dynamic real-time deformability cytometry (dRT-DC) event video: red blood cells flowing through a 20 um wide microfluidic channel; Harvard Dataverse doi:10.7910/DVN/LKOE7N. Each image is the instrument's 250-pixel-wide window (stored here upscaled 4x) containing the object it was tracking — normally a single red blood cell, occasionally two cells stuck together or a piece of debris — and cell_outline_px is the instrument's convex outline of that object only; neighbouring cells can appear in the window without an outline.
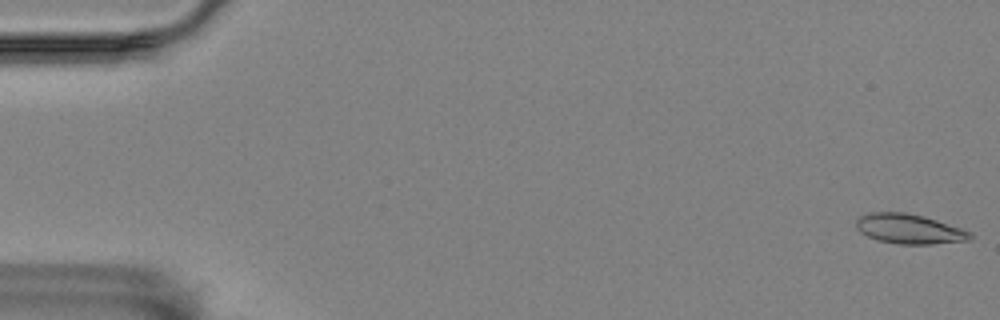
{"species": "Egyptian fruit bat (a non-hibernating species)", "species_latin": "Rousettus aegyptiacus", "temperature_condition": "room temperature", "stored_images_in_passage": 7, "camera_frame_rate_fps": 3000, "um_per_image_px": 0.085, "animal": {"sex": "female"}, "frame": {"image": 1, "passage_image": 1, "time_ms": 0.0, "image_size_px": [1000, 320], "cell_outline_px": [[972, 240], [932, 244], [896, 244], [876, 240], [860, 232], [856, 228], [856, 220], [860, 216], [868, 212], [904, 212], [924, 216], [972, 232]], "centroid_in_image_um": [77.27, 19.46], "position_along_channel_um": 7.7, "area_um2": 19.88}}
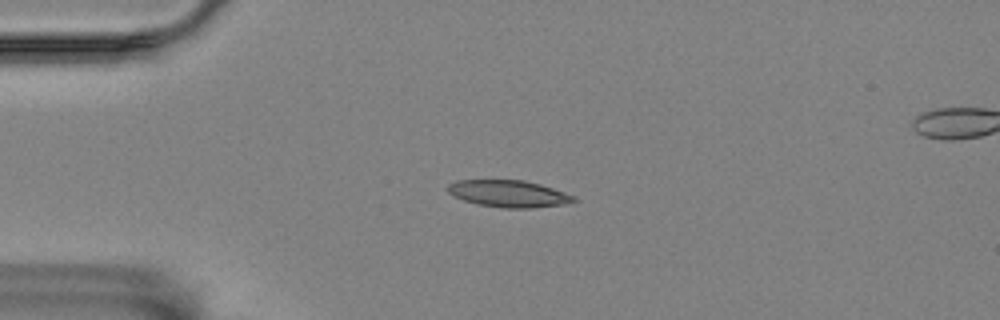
{"frame": {"image": 2, "passage_image": 5, "time_ms": 4.333, "image_size_px": [1000, 320], "cell_outline_px": [[576, 200], [564, 204], [532, 208], [504, 208], [480, 204], [464, 200], [452, 196], [448, 192], [448, 184], [456, 180], [524, 180], [540, 184], [576, 196]], "centroid_in_image_um": [43.23, 16.46], "position_along_channel_um": 41.8, "area_um2": 19.65}}
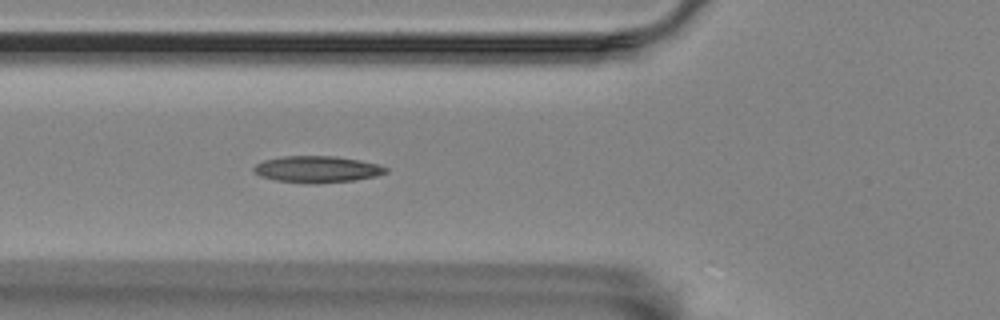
{"frame": {"image": 3, "passage_image": 7, "time_ms": 6.667, "image_size_px": [1000, 320], "cell_outline_px": [[388, 172], [376, 176], [352, 180], [316, 184], [308, 184], [276, 180], [260, 176], [252, 172], [252, 168], [256, 164], [264, 160], [284, 156], [336, 156], [360, 160], [376, 164], [388, 168]], "centroid_in_image_um": [26.92, 14.39], "position_along_channel_um": 98.9, "area_um2": 20.52}}